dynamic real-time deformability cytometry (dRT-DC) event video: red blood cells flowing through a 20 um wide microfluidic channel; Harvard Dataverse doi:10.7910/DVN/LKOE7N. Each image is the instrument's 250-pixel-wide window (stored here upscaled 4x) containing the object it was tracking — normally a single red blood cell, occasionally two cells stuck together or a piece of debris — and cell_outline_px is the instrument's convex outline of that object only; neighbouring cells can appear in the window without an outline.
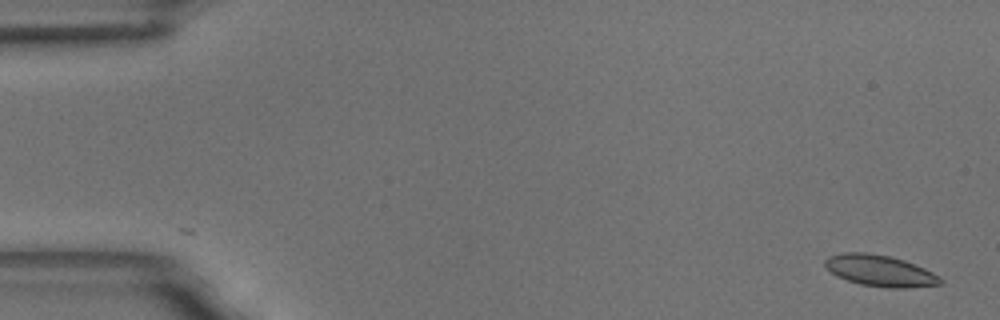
{"species": "common noctule bat (a hibernating species)", "species_latin": "Nyctalus noctula", "temperature_condition": "room temperature", "stored_images_in_passage": 9, "camera_frame_rate_fps": 3000, "um_per_image_px": 0.085, "animal": {"sex": "male", "body_mass_g": 18.8}, "frame": {"image": 1, "passage_image": 1, "time_ms": 0.0, "image_size_px": [1000, 320], "cell_outline_px": [[944, 280], [940, 284], [908, 288], [888, 288], [860, 284], [836, 276], [824, 264], [824, 260], [828, 256], [844, 252], [868, 252], [888, 256], [904, 260], [924, 268], [932, 272]], "centroid_in_image_um": [74.79, 23.01], "position_along_channel_um": 10.2, "area_um2": 20.98}}